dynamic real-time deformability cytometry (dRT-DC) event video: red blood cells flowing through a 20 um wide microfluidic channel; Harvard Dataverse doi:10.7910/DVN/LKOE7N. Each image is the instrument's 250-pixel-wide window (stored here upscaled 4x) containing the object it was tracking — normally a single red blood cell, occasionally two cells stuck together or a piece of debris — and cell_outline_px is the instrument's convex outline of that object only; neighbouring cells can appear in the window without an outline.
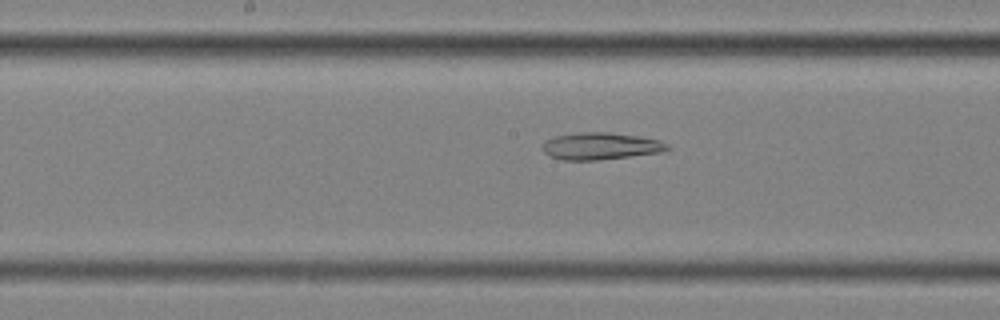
{"species": "common noctule bat (a hibernating species)", "species_latin": "Nyctalus noctula", "temperature_condition": "cold", "stored_images_in_passage": 57, "segment_of_instrument_passage": [2, 2], "camera_frame_rate_fps": 3000, "um_per_image_px": 0.085, "animal": {"sex": "female", "body_mass_g": 25.1}, "frame": {"image": 1, "passage_image": 30, "time_ms": 9.667, "image_size_px": [1000, 320], "cell_outline_px": [[672, 148], [664, 152], [632, 156], [596, 160], [564, 160], [548, 156], [540, 148], [544, 140], [552, 136], [580, 132], [608, 132], [640, 136], [660, 140], [668, 144]], "centroid_in_image_um": [51.04, 12.41], "position_along_channel_um": 197.2, "area_um2": 20.11}}
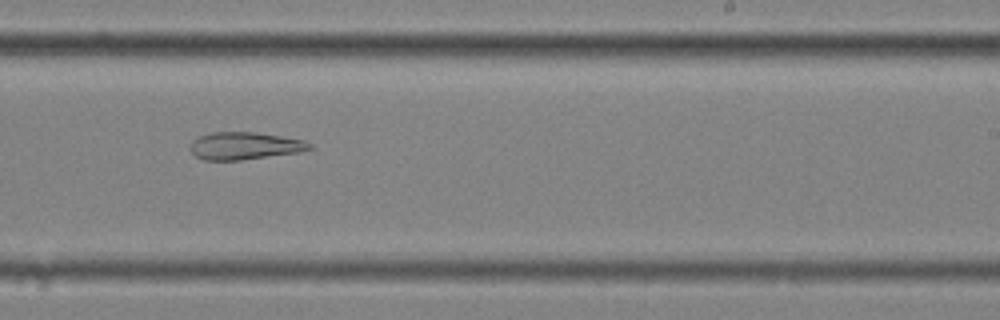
{"frame": {"image": 2, "passage_image": 36, "time_ms": 11.667, "image_size_px": [1000, 320], "cell_outline_px": [[316, 148], [300, 152], [240, 160], [204, 160], [196, 156], [192, 152], [192, 140], [200, 136], [212, 132], [252, 132], [280, 136], [304, 140], [312, 144]], "centroid_in_image_um": [20.85, 12.4], "position_along_channel_um": 268.2, "area_um2": 18.96}}
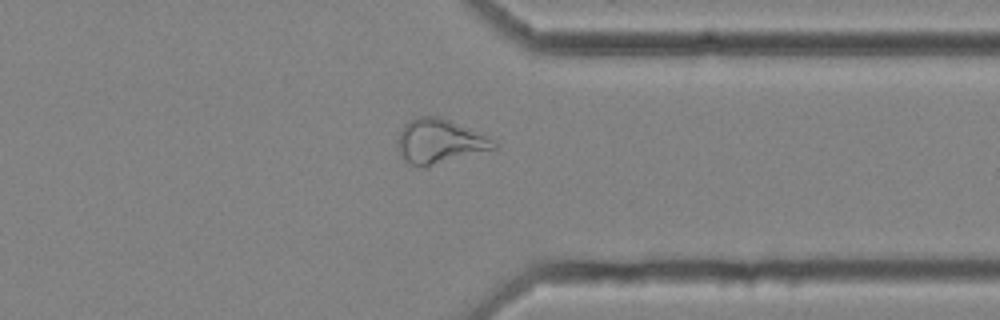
{"frame": {"image": 3, "passage_image": 45, "time_ms": 14.667, "image_size_px": [1000, 320], "cell_outline_px": [[500, 144], [496, 148], [428, 168], [424, 168], [408, 164], [396, 148], [396, 144], [400, 132], [404, 124], [408, 120], [416, 116], [436, 116], [448, 120], [496, 140]], "centroid_in_image_um": [37.34, 12.05], "position_along_channel_um": 374.1, "area_um2": 25.2}}